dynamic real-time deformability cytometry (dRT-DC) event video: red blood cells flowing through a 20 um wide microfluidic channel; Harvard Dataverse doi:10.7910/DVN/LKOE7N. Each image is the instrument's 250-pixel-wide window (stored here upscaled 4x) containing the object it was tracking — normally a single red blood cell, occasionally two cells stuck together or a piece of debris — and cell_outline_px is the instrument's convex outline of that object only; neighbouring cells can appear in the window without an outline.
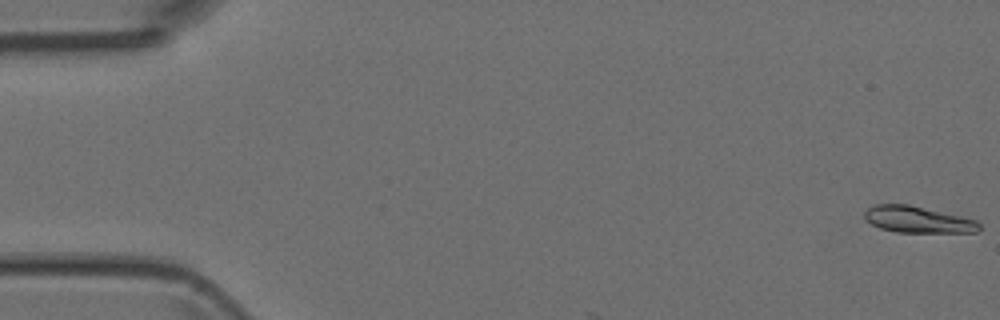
{"species": "Egyptian fruit bat (a non-hibernating species)", "species_latin": "Rousettus aegyptiacus", "temperature_condition": "room temperature", "stored_images_in_passage": 7, "camera_frame_rate_fps": 3000, "um_per_image_px": 0.085, "animal": {"sex": "female"}, "frame": {"image": 1, "passage_image": 1, "time_ms": 0.0, "image_size_px": [1000, 320], "cell_outline_px": [[980, 228], [976, 232], [896, 232], [880, 228], [864, 220], [864, 212], [872, 204], [908, 204], [960, 216], [976, 220], [980, 224]], "centroid_in_image_um": [77.96, 18.66], "position_along_channel_um": 7.0, "area_um2": 17.63}}